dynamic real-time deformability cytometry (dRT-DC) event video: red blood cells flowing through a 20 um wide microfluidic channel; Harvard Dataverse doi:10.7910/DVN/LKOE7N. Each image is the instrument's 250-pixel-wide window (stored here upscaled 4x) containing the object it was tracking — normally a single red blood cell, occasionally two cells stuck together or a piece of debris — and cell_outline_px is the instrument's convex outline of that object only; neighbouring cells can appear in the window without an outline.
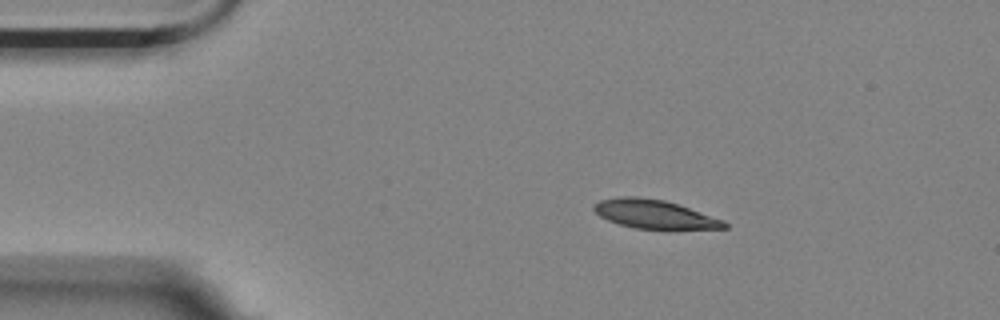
{"species": "Egyptian fruit bat (a non-hibernating species)", "species_latin": "Rousettus aegyptiacus", "temperature_condition": "room temperature", "stored_images_in_passage": 2, "camera_frame_rate_fps": 3000, "um_per_image_px": 0.085, "animal": {"sex": "female"}, "frame": {"image": 1, "passage_image": 1, "time_ms": 0.0, "image_size_px": [1000, 320], "cell_outline_px": [[728, 228], [668, 232], [636, 228], [620, 224], [608, 220], [600, 216], [592, 208], [592, 204], [600, 200], [620, 196], [636, 196], [664, 200], [724, 220], [728, 224]], "centroid_in_image_um": [55.68, 18.26], "position_along_channel_um": 29.3, "area_um2": 22.66}}